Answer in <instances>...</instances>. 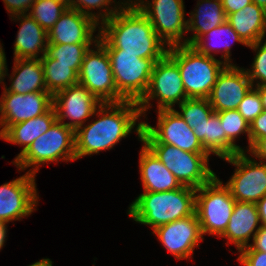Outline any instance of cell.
Returning a JSON list of instances; mask_svg holds the SVG:
<instances>
[{"mask_svg":"<svg viewBox=\"0 0 266 266\" xmlns=\"http://www.w3.org/2000/svg\"><path fill=\"white\" fill-rule=\"evenodd\" d=\"M123 7H137L151 22L158 37L168 46L187 44L184 0H118Z\"/></svg>","mask_w":266,"mask_h":266,"instance_id":"cell-6","label":"cell"},{"mask_svg":"<svg viewBox=\"0 0 266 266\" xmlns=\"http://www.w3.org/2000/svg\"><path fill=\"white\" fill-rule=\"evenodd\" d=\"M167 55L179 68L187 98L208 99L226 64L187 44L168 47Z\"/></svg>","mask_w":266,"mask_h":266,"instance_id":"cell-4","label":"cell"},{"mask_svg":"<svg viewBox=\"0 0 266 266\" xmlns=\"http://www.w3.org/2000/svg\"><path fill=\"white\" fill-rule=\"evenodd\" d=\"M237 257L241 266H266V253L253 250L250 246L242 248Z\"/></svg>","mask_w":266,"mask_h":266,"instance_id":"cell-37","label":"cell"},{"mask_svg":"<svg viewBox=\"0 0 266 266\" xmlns=\"http://www.w3.org/2000/svg\"><path fill=\"white\" fill-rule=\"evenodd\" d=\"M13 63L14 66L11 75L8 74V68L4 74V79L8 76L11 84L7 87L5 81H3V92L18 94L48 92L46 89L41 59L19 58L14 59Z\"/></svg>","mask_w":266,"mask_h":266,"instance_id":"cell-22","label":"cell"},{"mask_svg":"<svg viewBox=\"0 0 266 266\" xmlns=\"http://www.w3.org/2000/svg\"><path fill=\"white\" fill-rule=\"evenodd\" d=\"M53 106L49 92L18 94L2 92L0 98V135L10 126L46 113Z\"/></svg>","mask_w":266,"mask_h":266,"instance_id":"cell-17","label":"cell"},{"mask_svg":"<svg viewBox=\"0 0 266 266\" xmlns=\"http://www.w3.org/2000/svg\"><path fill=\"white\" fill-rule=\"evenodd\" d=\"M98 42L107 53H130L143 59H162L168 46L137 7H122L100 25Z\"/></svg>","mask_w":266,"mask_h":266,"instance_id":"cell-2","label":"cell"},{"mask_svg":"<svg viewBox=\"0 0 266 266\" xmlns=\"http://www.w3.org/2000/svg\"><path fill=\"white\" fill-rule=\"evenodd\" d=\"M258 214L261 225L266 226V195L261 198L257 203Z\"/></svg>","mask_w":266,"mask_h":266,"instance_id":"cell-43","label":"cell"},{"mask_svg":"<svg viewBox=\"0 0 266 266\" xmlns=\"http://www.w3.org/2000/svg\"><path fill=\"white\" fill-rule=\"evenodd\" d=\"M102 103L82 84L76 83L53 95L57 121L76 130L94 117ZM65 119H69L65 122Z\"/></svg>","mask_w":266,"mask_h":266,"instance_id":"cell-15","label":"cell"},{"mask_svg":"<svg viewBox=\"0 0 266 266\" xmlns=\"http://www.w3.org/2000/svg\"><path fill=\"white\" fill-rule=\"evenodd\" d=\"M263 138H266V110L250 124V148Z\"/></svg>","mask_w":266,"mask_h":266,"instance_id":"cell-38","label":"cell"},{"mask_svg":"<svg viewBox=\"0 0 266 266\" xmlns=\"http://www.w3.org/2000/svg\"><path fill=\"white\" fill-rule=\"evenodd\" d=\"M93 116L97 119L75 130L76 160L111 150L132 132L141 141L143 120L137 102L102 103Z\"/></svg>","mask_w":266,"mask_h":266,"instance_id":"cell-1","label":"cell"},{"mask_svg":"<svg viewBox=\"0 0 266 266\" xmlns=\"http://www.w3.org/2000/svg\"><path fill=\"white\" fill-rule=\"evenodd\" d=\"M67 9L68 6L58 0H36L28 14L49 32Z\"/></svg>","mask_w":266,"mask_h":266,"instance_id":"cell-33","label":"cell"},{"mask_svg":"<svg viewBox=\"0 0 266 266\" xmlns=\"http://www.w3.org/2000/svg\"><path fill=\"white\" fill-rule=\"evenodd\" d=\"M253 250L266 253V226L261 225L249 245Z\"/></svg>","mask_w":266,"mask_h":266,"instance_id":"cell-41","label":"cell"},{"mask_svg":"<svg viewBox=\"0 0 266 266\" xmlns=\"http://www.w3.org/2000/svg\"><path fill=\"white\" fill-rule=\"evenodd\" d=\"M222 160L236 167L233 175L225 182L236 201L256 204L266 195V162H257L247 152Z\"/></svg>","mask_w":266,"mask_h":266,"instance_id":"cell-12","label":"cell"},{"mask_svg":"<svg viewBox=\"0 0 266 266\" xmlns=\"http://www.w3.org/2000/svg\"><path fill=\"white\" fill-rule=\"evenodd\" d=\"M226 16L240 11L245 6L253 3L252 0H221Z\"/></svg>","mask_w":266,"mask_h":266,"instance_id":"cell-40","label":"cell"},{"mask_svg":"<svg viewBox=\"0 0 266 266\" xmlns=\"http://www.w3.org/2000/svg\"><path fill=\"white\" fill-rule=\"evenodd\" d=\"M236 200L230 189L217 177L196 189L195 213L204 236L220 237L230 220Z\"/></svg>","mask_w":266,"mask_h":266,"instance_id":"cell-7","label":"cell"},{"mask_svg":"<svg viewBox=\"0 0 266 266\" xmlns=\"http://www.w3.org/2000/svg\"><path fill=\"white\" fill-rule=\"evenodd\" d=\"M139 172L143 192H166L182 186L144 144L139 152Z\"/></svg>","mask_w":266,"mask_h":266,"instance_id":"cell-23","label":"cell"},{"mask_svg":"<svg viewBox=\"0 0 266 266\" xmlns=\"http://www.w3.org/2000/svg\"><path fill=\"white\" fill-rule=\"evenodd\" d=\"M36 175L22 176L0 185V222L21 221L36 211L39 201Z\"/></svg>","mask_w":266,"mask_h":266,"instance_id":"cell-14","label":"cell"},{"mask_svg":"<svg viewBox=\"0 0 266 266\" xmlns=\"http://www.w3.org/2000/svg\"><path fill=\"white\" fill-rule=\"evenodd\" d=\"M10 19L20 22L14 42L13 59H41L46 54L48 33L29 14L15 15Z\"/></svg>","mask_w":266,"mask_h":266,"instance_id":"cell-21","label":"cell"},{"mask_svg":"<svg viewBox=\"0 0 266 266\" xmlns=\"http://www.w3.org/2000/svg\"><path fill=\"white\" fill-rule=\"evenodd\" d=\"M254 159L266 162V138L258 140L248 151Z\"/></svg>","mask_w":266,"mask_h":266,"instance_id":"cell-42","label":"cell"},{"mask_svg":"<svg viewBox=\"0 0 266 266\" xmlns=\"http://www.w3.org/2000/svg\"><path fill=\"white\" fill-rule=\"evenodd\" d=\"M247 47L255 52L251 68H245L253 87L266 84V39L264 42L257 41Z\"/></svg>","mask_w":266,"mask_h":266,"instance_id":"cell-35","label":"cell"},{"mask_svg":"<svg viewBox=\"0 0 266 266\" xmlns=\"http://www.w3.org/2000/svg\"><path fill=\"white\" fill-rule=\"evenodd\" d=\"M118 92L129 101L138 102L146 93L156 61L130 53H108Z\"/></svg>","mask_w":266,"mask_h":266,"instance_id":"cell-13","label":"cell"},{"mask_svg":"<svg viewBox=\"0 0 266 266\" xmlns=\"http://www.w3.org/2000/svg\"><path fill=\"white\" fill-rule=\"evenodd\" d=\"M7 223L5 222H0V250L3 249V247L5 246V242L7 240L6 237L7 233H8V229H7Z\"/></svg>","mask_w":266,"mask_h":266,"instance_id":"cell-45","label":"cell"},{"mask_svg":"<svg viewBox=\"0 0 266 266\" xmlns=\"http://www.w3.org/2000/svg\"><path fill=\"white\" fill-rule=\"evenodd\" d=\"M58 1H61V2L65 3L68 7H69V5L72 2V0H58Z\"/></svg>","mask_w":266,"mask_h":266,"instance_id":"cell-49","label":"cell"},{"mask_svg":"<svg viewBox=\"0 0 266 266\" xmlns=\"http://www.w3.org/2000/svg\"><path fill=\"white\" fill-rule=\"evenodd\" d=\"M98 33L95 35L94 33ZM100 25L92 18L69 8L49 30L48 44H95Z\"/></svg>","mask_w":266,"mask_h":266,"instance_id":"cell-19","label":"cell"},{"mask_svg":"<svg viewBox=\"0 0 266 266\" xmlns=\"http://www.w3.org/2000/svg\"><path fill=\"white\" fill-rule=\"evenodd\" d=\"M202 145L211 155L220 159L231 157L241 153L238 146H235L227 137L221 126L219 116L214 112L208 122L202 126Z\"/></svg>","mask_w":266,"mask_h":266,"instance_id":"cell-28","label":"cell"},{"mask_svg":"<svg viewBox=\"0 0 266 266\" xmlns=\"http://www.w3.org/2000/svg\"><path fill=\"white\" fill-rule=\"evenodd\" d=\"M156 99L157 110L175 109V105L188 99L177 64L166 54L156 61L146 93L137 102L141 116L146 118L152 108L151 100ZM151 105V106H150Z\"/></svg>","mask_w":266,"mask_h":266,"instance_id":"cell-9","label":"cell"},{"mask_svg":"<svg viewBox=\"0 0 266 266\" xmlns=\"http://www.w3.org/2000/svg\"><path fill=\"white\" fill-rule=\"evenodd\" d=\"M157 126L143 121L141 141L143 144H169L192 153H208L193 129L174 109L156 110Z\"/></svg>","mask_w":266,"mask_h":266,"instance_id":"cell-10","label":"cell"},{"mask_svg":"<svg viewBox=\"0 0 266 266\" xmlns=\"http://www.w3.org/2000/svg\"><path fill=\"white\" fill-rule=\"evenodd\" d=\"M152 234L178 261L191 259L204 240L196 214L159 226Z\"/></svg>","mask_w":266,"mask_h":266,"instance_id":"cell-16","label":"cell"},{"mask_svg":"<svg viewBox=\"0 0 266 266\" xmlns=\"http://www.w3.org/2000/svg\"><path fill=\"white\" fill-rule=\"evenodd\" d=\"M252 2L266 11V0H252Z\"/></svg>","mask_w":266,"mask_h":266,"instance_id":"cell-48","label":"cell"},{"mask_svg":"<svg viewBox=\"0 0 266 266\" xmlns=\"http://www.w3.org/2000/svg\"><path fill=\"white\" fill-rule=\"evenodd\" d=\"M144 145L183 186L198 189L216 176L209 167V153H192L169 144Z\"/></svg>","mask_w":266,"mask_h":266,"instance_id":"cell-8","label":"cell"},{"mask_svg":"<svg viewBox=\"0 0 266 266\" xmlns=\"http://www.w3.org/2000/svg\"><path fill=\"white\" fill-rule=\"evenodd\" d=\"M196 189L181 186L166 192H143L130 203L127 214L133 221L150 226L152 231L159 226L194 215Z\"/></svg>","mask_w":266,"mask_h":266,"instance_id":"cell-3","label":"cell"},{"mask_svg":"<svg viewBox=\"0 0 266 266\" xmlns=\"http://www.w3.org/2000/svg\"><path fill=\"white\" fill-rule=\"evenodd\" d=\"M179 111L174 109L184 119L202 143V126L208 122L214 113L208 99L188 98L178 105Z\"/></svg>","mask_w":266,"mask_h":266,"instance_id":"cell-30","label":"cell"},{"mask_svg":"<svg viewBox=\"0 0 266 266\" xmlns=\"http://www.w3.org/2000/svg\"><path fill=\"white\" fill-rule=\"evenodd\" d=\"M229 41H231V43L238 42L246 47L248 46L226 21L202 35L191 46L201 54L213 58H216L215 54L222 53L220 58L224 64L235 65L231 59V44Z\"/></svg>","mask_w":266,"mask_h":266,"instance_id":"cell-25","label":"cell"},{"mask_svg":"<svg viewBox=\"0 0 266 266\" xmlns=\"http://www.w3.org/2000/svg\"><path fill=\"white\" fill-rule=\"evenodd\" d=\"M78 83L84 85L101 103L126 100L116 88L109 55L98 41L84 55Z\"/></svg>","mask_w":266,"mask_h":266,"instance_id":"cell-11","label":"cell"},{"mask_svg":"<svg viewBox=\"0 0 266 266\" xmlns=\"http://www.w3.org/2000/svg\"><path fill=\"white\" fill-rule=\"evenodd\" d=\"M237 111L249 124L263 112L262 100L255 87L249 90L239 104Z\"/></svg>","mask_w":266,"mask_h":266,"instance_id":"cell-36","label":"cell"},{"mask_svg":"<svg viewBox=\"0 0 266 266\" xmlns=\"http://www.w3.org/2000/svg\"><path fill=\"white\" fill-rule=\"evenodd\" d=\"M260 226L257 205L236 201L229 223L219 238L225 239L227 246L233 244L239 252L250 245V240H253Z\"/></svg>","mask_w":266,"mask_h":266,"instance_id":"cell-20","label":"cell"},{"mask_svg":"<svg viewBox=\"0 0 266 266\" xmlns=\"http://www.w3.org/2000/svg\"><path fill=\"white\" fill-rule=\"evenodd\" d=\"M75 160V130L56 120L49 130L33 141L13 165L19 172L31 167L27 172L36 175L42 164Z\"/></svg>","mask_w":266,"mask_h":266,"instance_id":"cell-5","label":"cell"},{"mask_svg":"<svg viewBox=\"0 0 266 266\" xmlns=\"http://www.w3.org/2000/svg\"><path fill=\"white\" fill-rule=\"evenodd\" d=\"M57 120L53 106L44 114L35 118L10 125L1 135L0 139L8 143L23 147L21 152L11 162L13 163L40 135L50 129Z\"/></svg>","mask_w":266,"mask_h":266,"instance_id":"cell-24","label":"cell"},{"mask_svg":"<svg viewBox=\"0 0 266 266\" xmlns=\"http://www.w3.org/2000/svg\"><path fill=\"white\" fill-rule=\"evenodd\" d=\"M220 120L223 131L226 137L235 145L238 146L241 152H247L250 149V124L244 119V117L235 110H224L221 112H215ZM247 135L248 146L246 149L242 148L239 144H236L237 138L240 135ZM248 147V148H247Z\"/></svg>","mask_w":266,"mask_h":266,"instance_id":"cell-34","label":"cell"},{"mask_svg":"<svg viewBox=\"0 0 266 266\" xmlns=\"http://www.w3.org/2000/svg\"><path fill=\"white\" fill-rule=\"evenodd\" d=\"M3 44L0 42V84L4 81V74L7 69V60L5 50L3 49Z\"/></svg>","mask_w":266,"mask_h":266,"instance_id":"cell-44","label":"cell"},{"mask_svg":"<svg viewBox=\"0 0 266 266\" xmlns=\"http://www.w3.org/2000/svg\"><path fill=\"white\" fill-rule=\"evenodd\" d=\"M123 6L116 0H72L69 8L89 16L101 25L111 18ZM94 10H98L95 12Z\"/></svg>","mask_w":266,"mask_h":266,"instance_id":"cell-32","label":"cell"},{"mask_svg":"<svg viewBox=\"0 0 266 266\" xmlns=\"http://www.w3.org/2000/svg\"><path fill=\"white\" fill-rule=\"evenodd\" d=\"M53 261L50 260L49 258H43L37 262L32 263L31 265L28 266H53Z\"/></svg>","mask_w":266,"mask_h":266,"instance_id":"cell-47","label":"cell"},{"mask_svg":"<svg viewBox=\"0 0 266 266\" xmlns=\"http://www.w3.org/2000/svg\"><path fill=\"white\" fill-rule=\"evenodd\" d=\"M10 17L28 14L36 0H2Z\"/></svg>","mask_w":266,"mask_h":266,"instance_id":"cell-39","label":"cell"},{"mask_svg":"<svg viewBox=\"0 0 266 266\" xmlns=\"http://www.w3.org/2000/svg\"><path fill=\"white\" fill-rule=\"evenodd\" d=\"M94 44H48L41 64H64L79 75L85 53Z\"/></svg>","mask_w":266,"mask_h":266,"instance_id":"cell-29","label":"cell"},{"mask_svg":"<svg viewBox=\"0 0 266 266\" xmlns=\"http://www.w3.org/2000/svg\"><path fill=\"white\" fill-rule=\"evenodd\" d=\"M252 87L245 68L226 65L217 76L208 100L214 112L235 110Z\"/></svg>","mask_w":266,"mask_h":266,"instance_id":"cell-18","label":"cell"},{"mask_svg":"<svg viewBox=\"0 0 266 266\" xmlns=\"http://www.w3.org/2000/svg\"><path fill=\"white\" fill-rule=\"evenodd\" d=\"M260 94L263 110H266V84L255 87Z\"/></svg>","mask_w":266,"mask_h":266,"instance_id":"cell-46","label":"cell"},{"mask_svg":"<svg viewBox=\"0 0 266 266\" xmlns=\"http://www.w3.org/2000/svg\"><path fill=\"white\" fill-rule=\"evenodd\" d=\"M247 44L265 40L266 11L251 3L240 11L227 15L226 20Z\"/></svg>","mask_w":266,"mask_h":266,"instance_id":"cell-27","label":"cell"},{"mask_svg":"<svg viewBox=\"0 0 266 266\" xmlns=\"http://www.w3.org/2000/svg\"><path fill=\"white\" fill-rule=\"evenodd\" d=\"M189 14L187 32L193 34L186 37L187 45H192L202 35L227 20L221 0H197L195 9Z\"/></svg>","mask_w":266,"mask_h":266,"instance_id":"cell-26","label":"cell"},{"mask_svg":"<svg viewBox=\"0 0 266 266\" xmlns=\"http://www.w3.org/2000/svg\"><path fill=\"white\" fill-rule=\"evenodd\" d=\"M47 91L53 96L57 92L78 83V74L71 65L42 64Z\"/></svg>","mask_w":266,"mask_h":266,"instance_id":"cell-31","label":"cell"}]
</instances>
